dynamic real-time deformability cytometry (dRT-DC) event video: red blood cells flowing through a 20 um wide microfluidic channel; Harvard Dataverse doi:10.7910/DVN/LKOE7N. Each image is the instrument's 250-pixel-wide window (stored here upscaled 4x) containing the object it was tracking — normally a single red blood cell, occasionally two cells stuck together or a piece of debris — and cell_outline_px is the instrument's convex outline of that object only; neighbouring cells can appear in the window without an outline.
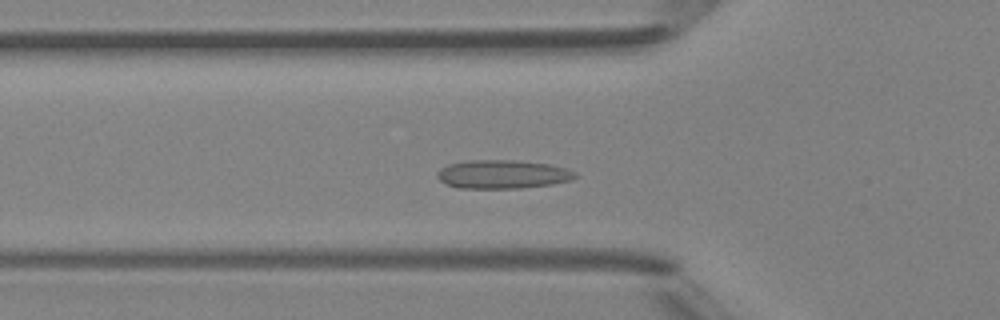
{"species": "Egyptian fruit bat (a non-hibernating species)", "species_latin": "Rousettus aegyptiacus", "temperature_condition": "room temperature", "stored_images_in_passage": 45, "camera_frame_rate_fps": 3000, "um_per_image_px": 0.085, "animal": {"sex": "female"}, "frame": {"image": 1, "passage_image": 13, "time_ms": 4.0, "image_size_px": [1000, 320], "cell_outline_px": [[576, 176], [572, 180], [552, 184], [520, 188], [456, 188], [440, 180], [436, 176], [436, 172], [440, 168], [448, 164], [468, 160], [512, 160], [548, 164], [564, 168], [576, 172]], "centroid_in_image_um": [42.68, 14.81], "position_along_channel_um": 83.1, "area_um2": 22.95}}
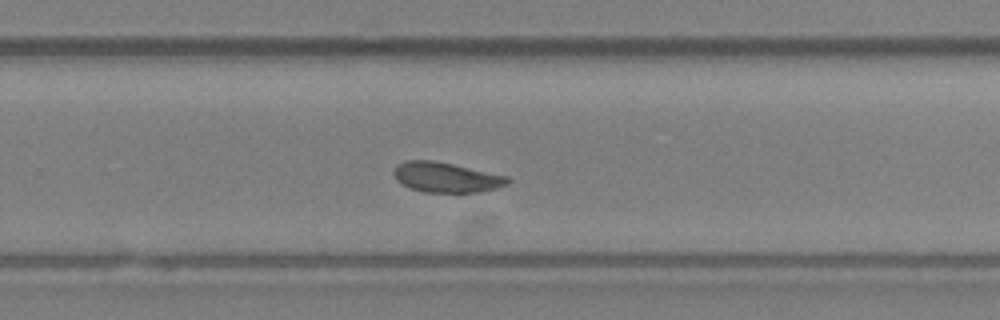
{"frame": {"image": 2, "passage_image": 28, "time_ms": 9.0, "image_size_px": [1000, 320], "cell_outline_px": [[512, 180], [508, 184], [496, 188], [480, 192], [424, 192], [412, 188], [396, 180], [392, 172], [396, 164], [404, 160], [432, 160], [452, 164], [508, 176]], "centroid_in_image_um": [37.92, 15.06], "position_along_channel_um": 291.9, "area_um2": 19.94}}
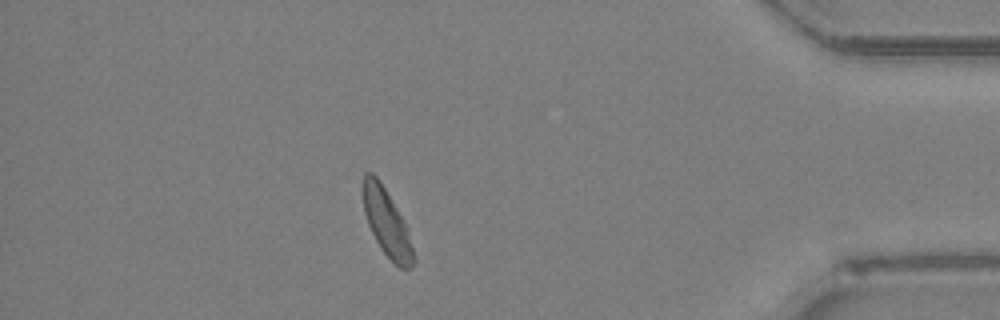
{"frame": {"image": 3, "passage_image": 39, "time_ms": 12.667, "image_size_px": [1000, 320], "cell_outline_px": [[412, 264], [408, 268], [400, 268], [380, 248], [368, 224], [364, 212], [360, 184], [364, 172], [372, 172], [380, 180], [408, 228], [412, 248]], "centroid_in_image_um": [32.8, 18.82], "position_along_channel_um": 402.4, "area_um2": 19.54}, "authors_computed_cell_mechanics": {"area_um2": 20.519, "velocity_mm_per_s": 4.1827, "shape_relaxation_time_tau1_ms": 2.9705, "shape_relaxation_time_tau2_ms": 3.0497, "deformation_change_tau1": 0.0695, "deformation_change_tau2": 0.0543}}